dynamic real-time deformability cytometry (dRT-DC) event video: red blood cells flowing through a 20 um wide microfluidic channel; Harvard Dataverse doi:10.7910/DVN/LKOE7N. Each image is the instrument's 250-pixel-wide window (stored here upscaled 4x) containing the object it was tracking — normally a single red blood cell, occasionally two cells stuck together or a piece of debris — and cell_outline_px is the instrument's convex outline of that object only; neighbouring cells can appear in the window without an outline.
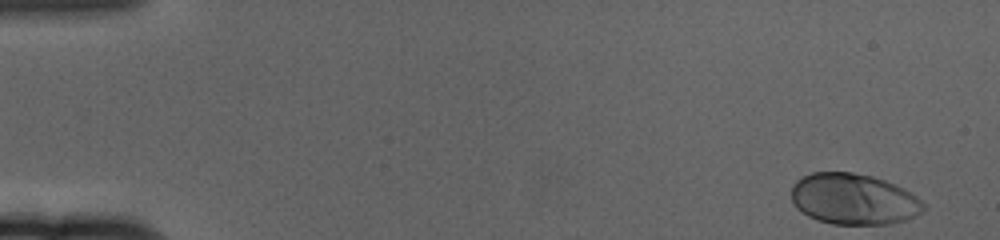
{"species": "human", "species_latin": "Homo sapiens", "temperature_condition": "cold", "stored_images_in_passage": 59, "camera_frame_rate_fps": 3000, "um_per_image_px": 0.085, "donor": {"sex": "female"}, "frame": {"image": 1, "passage_image": 1, "time_ms": 0.0, "image_size_px": [1000, 240], "cell_outline_px": [[928, 208], [924, 212], [916, 216], [904, 220], [888, 224], [832, 224], [816, 220], [800, 212], [792, 204], [792, 184], [800, 176], [812, 172], [852, 172], [872, 176], [884, 180], [904, 188], [916, 196]], "centroid_in_image_um": [72.54, 16.92], "position_along_channel_um": 12.5, "area_um2": 39.77}}
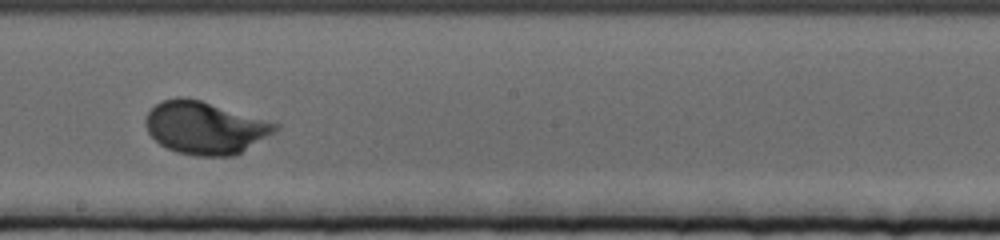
{"frame": {"image": 2, "passage_image": 33, "time_ms": 10.667, "image_size_px": [1000, 240], "cell_outline_px": [[280, 128], [276, 132], [236, 156], [196, 156], [176, 152], [160, 144], [148, 132], [144, 120], [148, 112], [160, 100], [176, 96], [184, 96], [200, 100], [280, 124]], "centroid_in_image_um": [17.44, 10.86], "position_along_channel_um": 230.8, "area_um2": 39.94}}
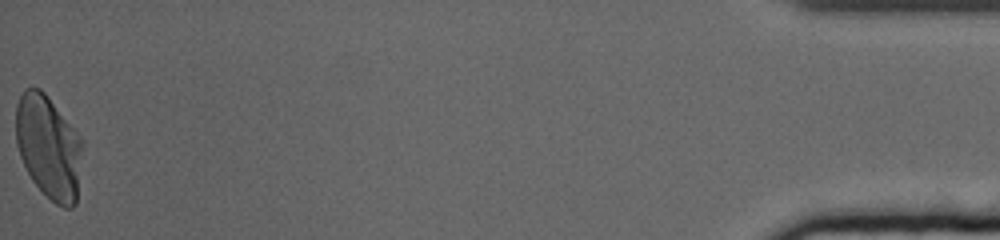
{"frame": {"image": 3, "passage_image": 59, "time_ms": 19.333, "image_size_px": [1000, 240], "cell_outline_px": [[84, 144], [76, 204], [72, 208], [64, 208], [56, 204], [32, 180], [20, 156], [16, 144], [16, 104], [24, 88], [40, 88], [44, 92], [84, 140]], "centroid_in_image_um": [4.16, 12.49], "position_along_channel_um": 431.0, "area_um2": 40.29}, "authors_computed_cell_mechanics": {"area_um2": 38.437, "velocity_mm_per_s": 3.3417, "shape_relaxation_time_tau1_ms": 2.8601, "shape_relaxation_time_tau2_ms": null, "deformation_change_tau1": 0.1696, "deformation_change_tau2": null}}